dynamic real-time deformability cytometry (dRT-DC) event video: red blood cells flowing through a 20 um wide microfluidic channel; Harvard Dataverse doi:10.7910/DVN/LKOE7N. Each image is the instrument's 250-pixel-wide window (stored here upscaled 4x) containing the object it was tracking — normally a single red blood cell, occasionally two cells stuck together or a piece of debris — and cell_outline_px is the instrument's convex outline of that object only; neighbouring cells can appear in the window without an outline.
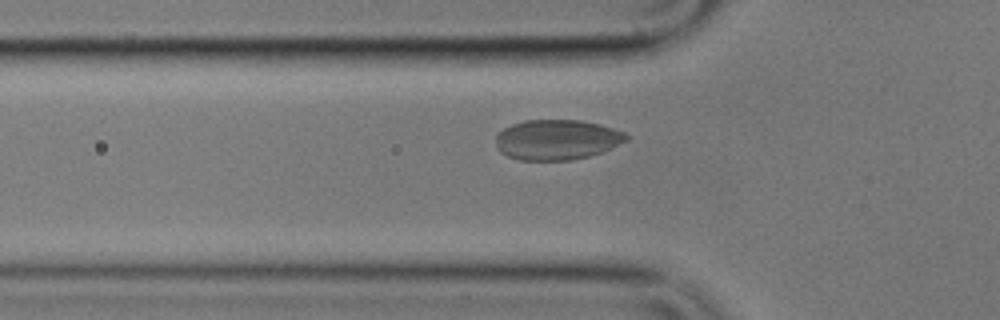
{"species": "common noctule bat (a hibernating species)", "species_latin": "Nyctalus noctula", "temperature_condition": "cold", "stored_images_in_passage": 39, "camera_frame_rate_fps": 3000, "um_per_image_px": 0.085, "animal": {"sex": "male", "body_mass_g": 17.9}, "frame": {"image": 1, "passage_image": 2, "time_ms": 0.333, "image_size_px": [1000, 320], "cell_outline_px": [[628, 140], [612, 148], [588, 156], [572, 160], [520, 160], [508, 156], [500, 152], [496, 148], [496, 132], [512, 124], [524, 120], [580, 120], [600, 124], [624, 132], [628, 136]], "centroid_in_image_um": [47.31, 11.87], "position_along_channel_um": 78.5, "area_um2": 30.69}}
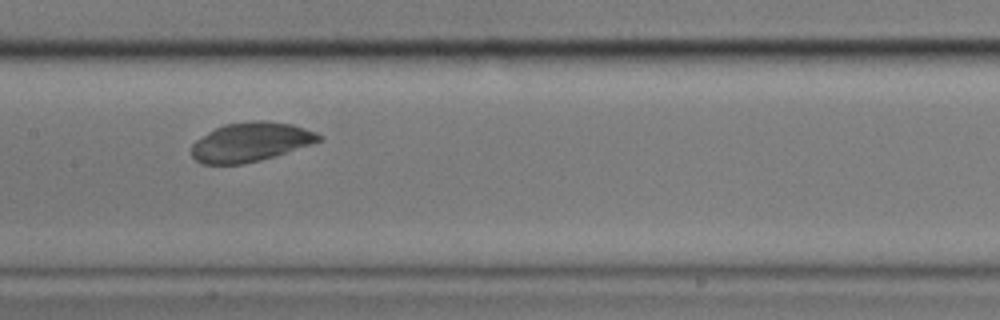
{"frame": {"image": 2, "passage_image": 11, "time_ms": 3.333, "image_size_px": [1000, 320], "cell_outline_px": [[320, 140], [312, 144], [260, 160], [244, 164], [200, 164], [192, 156], [192, 144], [196, 140], [208, 132], [224, 124], [260, 120], [264, 120], [292, 124], [316, 132], [320, 136]], "centroid_in_image_um": [21.27, 12.07], "position_along_channel_um": 186.1, "area_um2": 28.78}}
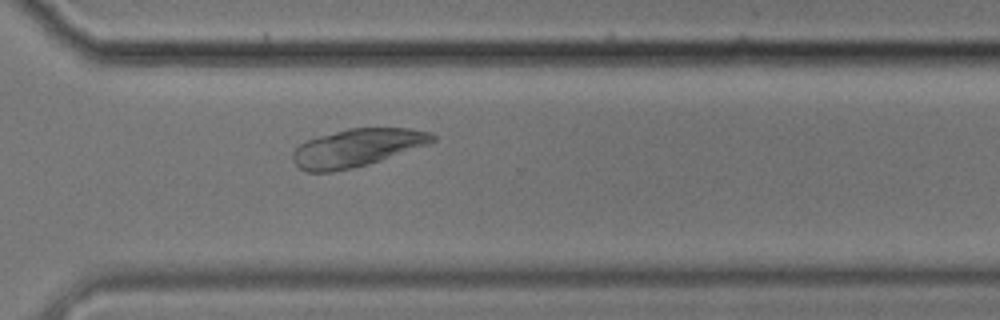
{"frame": {"image": 3, "passage_image": 24, "time_ms": 7.667, "image_size_px": [1000, 320], "cell_outline_px": [[436, 140], [432, 144], [368, 164], [352, 168], [332, 172], [308, 172], [300, 168], [292, 160], [292, 152], [300, 144], [308, 140], [320, 136], [348, 128], [408, 128], [432, 132], [436, 136]], "centroid_in_image_um": [30.4, 12.56], "position_along_channel_um": 340.2, "area_um2": 30.87}}